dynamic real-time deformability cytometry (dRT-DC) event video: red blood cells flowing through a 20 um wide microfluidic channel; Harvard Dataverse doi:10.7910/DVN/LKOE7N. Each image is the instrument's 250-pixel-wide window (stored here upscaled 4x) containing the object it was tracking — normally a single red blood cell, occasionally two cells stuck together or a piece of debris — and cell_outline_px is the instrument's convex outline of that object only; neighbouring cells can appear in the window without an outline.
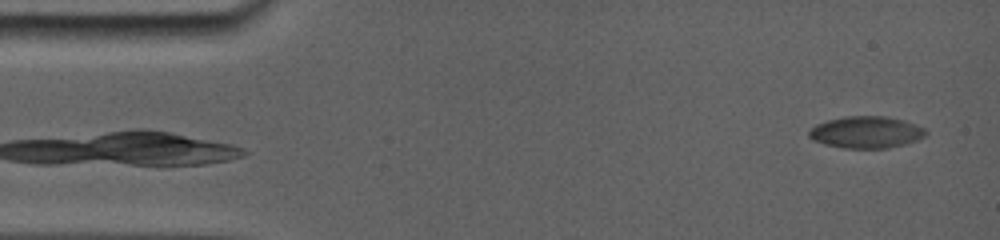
{"species": "common noctule bat (a hibernating species)", "species_latin": "Nyctalus noctula", "temperature_condition": "room temperature", "stored_images_in_passage": 10, "camera_frame_rate_fps": 5000, "um_per_image_px": 0.085, "animal": {"sex": "female", "body_mass_g": 19.0, "forearm_length_mm": 56.7}, "frame": {"image": 1, "passage_image": 1, "time_ms": 0.0, "image_size_px": [1000, 240], "cell_outline_px": [[924, 132], [920, 136], [912, 140], [876, 148], [856, 148], [832, 144], [808, 136], [808, 132], [816, 124], [828, 120], [852, 116], [880, 116], [900, 120], [920, 128]], "centroid_in_image_um": [73.51, 11.2], "position_along_channel_um": 11.5, "area_um2": 19.65}}
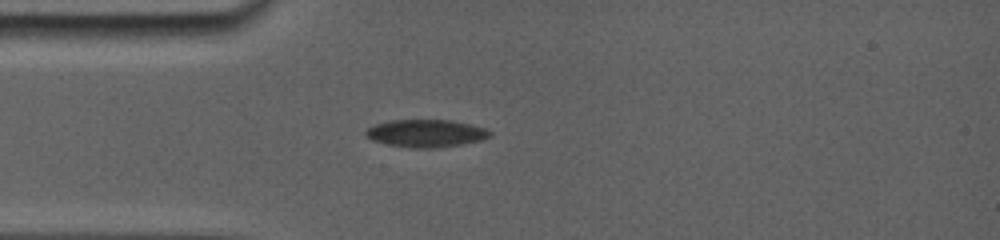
{"frame": {"image": 2, "passage_image": 8, "time_ms": 3.6, "image_size_px": [1000, 240], "cell_outline_px": [[488, 136], [476, 140], [456, 144], [392, 144], [376, 140], [368, 136], [368, 128], [376, 124], [392, 120], [448, 120], [468, 124], [480, 128], [488, 132]], "centroid_in_image_um": [36.16, 11.24], "position_along_channel_um": 48.8, "area_um2": 17.46}}
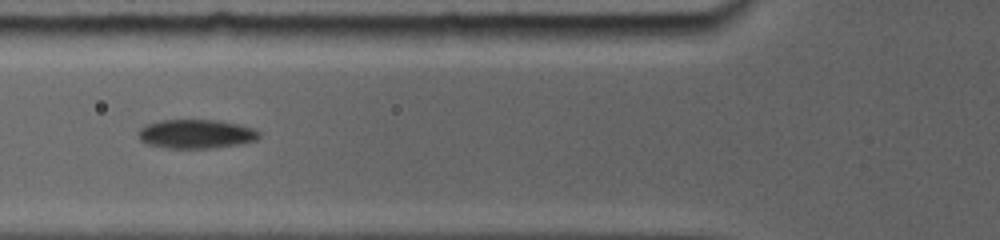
{"frame": {"image": 3, "passage_image": 10, "time_ms": 5.4, "image_size_px": [1000, 240], "cell_outline_px": [[256, 140], [236, 144], [204, 148], [172, 148], [152, 144], [144, 140], [140, 136], [140, 132], [148, 124], [160, 120], [216, 120], [252, 128], [256, 132]], "centroid_in_image_um": [16.67, 11.37], "position_along_channel_um": 109.1, "area_um2": 19.25}}